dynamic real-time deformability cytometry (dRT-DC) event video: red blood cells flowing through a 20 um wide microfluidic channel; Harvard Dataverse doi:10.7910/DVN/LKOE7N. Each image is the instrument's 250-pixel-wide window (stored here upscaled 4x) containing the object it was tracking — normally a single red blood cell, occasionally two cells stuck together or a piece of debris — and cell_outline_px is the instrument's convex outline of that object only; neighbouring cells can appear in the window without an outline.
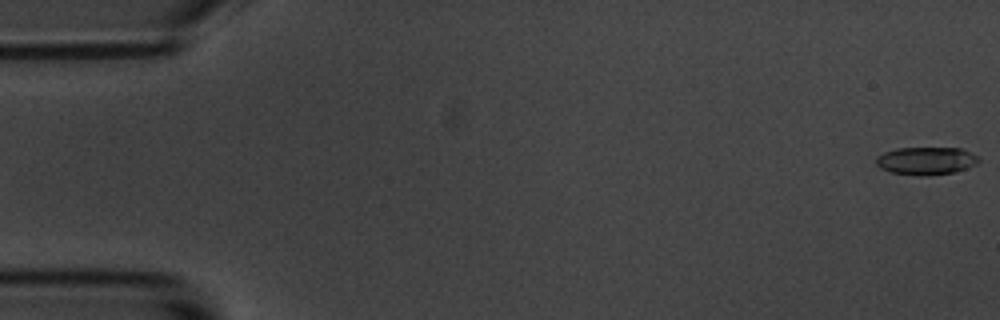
{"species": "common noctule bat (a hibernating species)", "species_latin": "Nyctalus noctula", "temperature_condition": "room temperature", "stored_images_in_passage": 58, "camera_frame_rate_fps": 3000, "um_per_image_px": 0.085, "animal": {"sex": "male", "body_mass_g": 20.1, "forearm_length_mm": 53.5}, "frame": {"image": 1, "passage_image": 1, "time_ms": 0.0, "image_size_px": [1000, 320], "cell_outline_px": [[980, 160], [976, 164], [956, 172], [924, 176], [920, 176], [892, 172], [880, 168], [876, 164], [876, 156], [884, 152], [896, 148], [960, 148], [980, 156]], "centroid_in_image_um": [78.73, 13.66], "position_along_channel_um": 6.3, "area_um2": 16.7}}
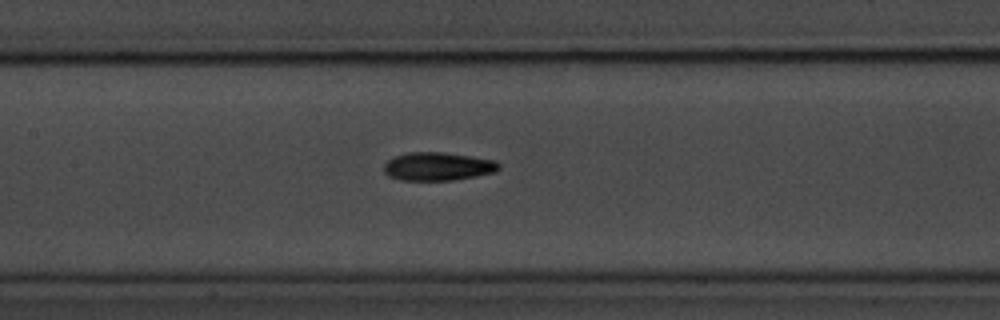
{"frame": {"image": 2, "passage_image": 27, "time_ms": 8.667, "image_size_px": [1000, 320], "cell_outline_px": [[500, 168], [496, 172], [476, 176], [452, 180], [400, 180], [388, 176], [384, 172], [384, 164], [388, 160], [396, 156], [408, 152], [444, 152], [472, 156], [496, 160], [500, 164]], "centroid_in_image_um": [37.24, 14.14], "position_along_channel_um": 170.2, "area_um2": 19.07}}
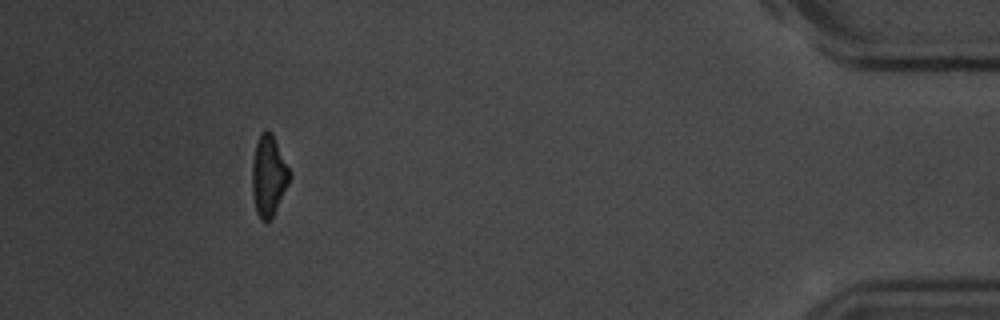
{"frame": {"image": 3, "passage_image": 53, "time_ms": 17.333, "image_size_px": [1000, 320], "cell_outline_px": [[288, 184], [272, 216], [268, 220], [260, 220], [256, 212], [252, 192], [252, 160], [256, 144], [260, 132], [268, 128], [272, 132], [288, 168]], "centroid_in_image_um": [22.78, 14.89], "position_along_channel_um": 412.4, "area_um2": 17.22}, "authors_computed_cell_mechanics": {"area_um2": 18.0625, "velocity_mm_per_s": 3.518, "shape_relaxation_time_tau1_ms": 2.8531, "shape_relaxation_time_tau2_ms": 3.7213, "deformation_change_tau1": 0.1291, "deformation_change_tau2": 0.1103}}